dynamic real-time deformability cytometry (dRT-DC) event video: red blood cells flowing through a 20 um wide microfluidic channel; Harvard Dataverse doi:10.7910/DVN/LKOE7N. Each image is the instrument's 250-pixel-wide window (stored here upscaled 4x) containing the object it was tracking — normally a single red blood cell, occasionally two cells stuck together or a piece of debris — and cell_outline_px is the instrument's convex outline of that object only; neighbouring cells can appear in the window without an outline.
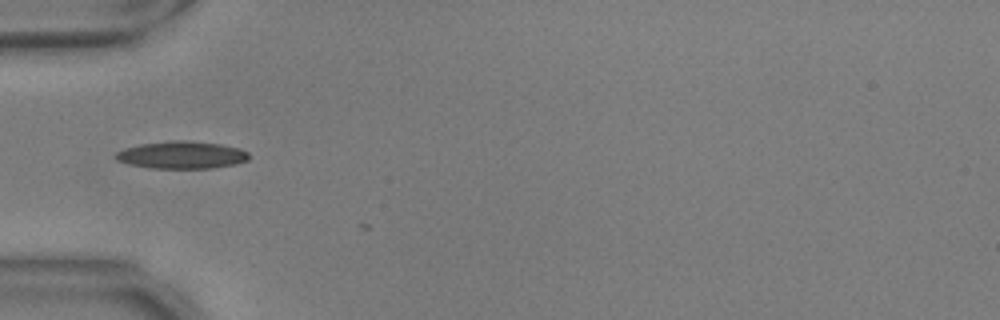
{"species": "common noctule bat (a hibernating species)", "species_latin": "Nyctalus noctula", "temperature_condition": "warm", "stored_images_in_passage": 10, "camera_frame_rate_fps": 3000, "um_per_image_px": 0.085, "animal": {"sex": "male", "body_mass_g": 17.9, "forearm_length_mm": 54.2}, "frame": {"image": 1, "passage_image": 3, "time_ms": 0.667, "image_size_px": [1000, 320], "cell_outline_px": [[248, 160], [236, 164], [212, 168], [148, 168], [128, 164], [116, 160], [112, 156], [116, 152], [124, 148], [140, 144], [172, 140], [188, 140], [220, 144], [240, 148], [248, 152]], "centroid_in_image_um": [15.41, 13.17], "position_along_channel_um": 69.6, "area_um2": 21.5}}
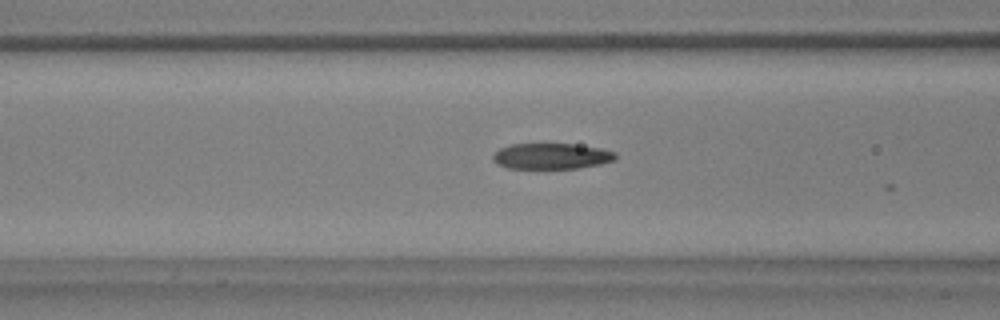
{"frame": {"image": 2, "passage_image": 7, "time_ms": 2.0, "image_size_px": [1000, 320], "cell_outline_px": [[616, 160], [600, 164], [580, 168], [508, 168], [496, 164], [492, 160], [492, 156], [500, 148], [512, 144], [572, 144], [600, 148], [616, 152]], "centroid_in_image_um": [46.87, 13.27], "position_along_channel_um": 119.7, "area_um2": 18.44}}